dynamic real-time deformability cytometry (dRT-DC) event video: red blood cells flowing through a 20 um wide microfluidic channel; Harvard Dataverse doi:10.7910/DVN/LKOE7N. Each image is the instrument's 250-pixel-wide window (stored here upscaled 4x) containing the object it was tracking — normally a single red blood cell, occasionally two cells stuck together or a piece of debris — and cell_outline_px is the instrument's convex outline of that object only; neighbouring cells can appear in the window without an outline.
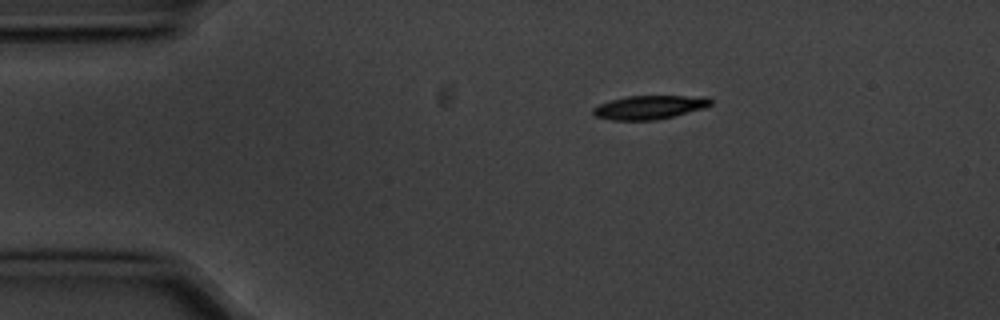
{"species": "common noctule bat (a hibernating species)", "species_latin": "Nyctalus noctula", "temperature_condition": "cold", "stored_images_in_passage": 9, "camera_frame_rate_fps": 3000, "um_per_image_px": 0.085, "animal": {"sex": "male", "body_mass_g": 20.1, "forearm_length_mm": 53.5}, "frame": {"image": 1, "passage_image": 1, "time_ms": 0.0, "image_size_px": [1000, 320], "cell_outline_px": [[712, 104], [704, 108], [656, 120], [612, 120], [596, 116], [592, 112], [592, 108], [600, 104], [612, 100], [628, 96], [708, 96], [712, 100]], "centroid_in_image_um": [55.22, 9.11], "position_along_channel_um": 29.8, "area_um2": 16.13}}
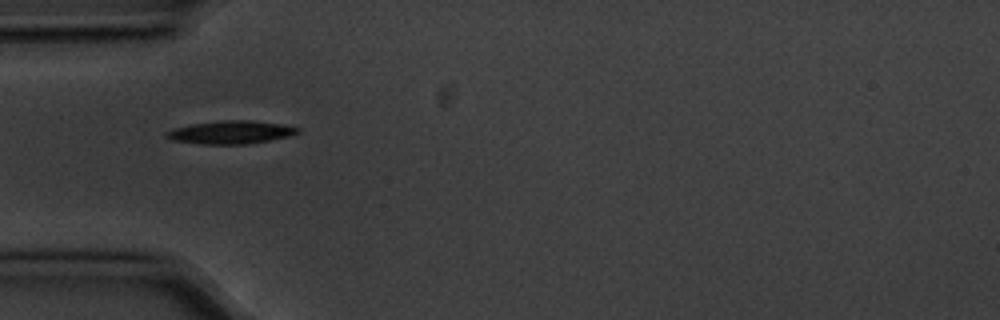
{"frame": {"image": 2, "passage_image": 3, "time_ms": 0.667, "image_size_px": [1000, 320], "cell_outline_px": [[300, 132], [288, 136], [248, 144], [204, 144], [172, 140], [164, 136], [164, 132], [176, 128], [192, 124], [220, 120], [252, 120], [280, 124], [300, 128]], "centroid_in_image_um": [19.6, 11.24], "position_along_channel_um": 65.4, "area_um2": 17.51}}
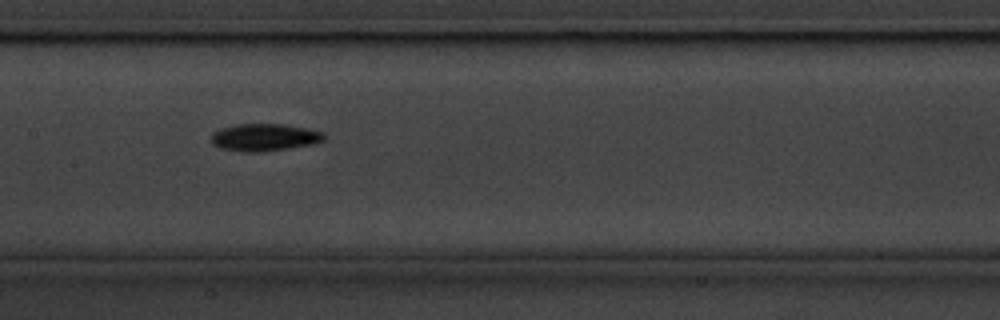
{"frame": {"image": 3, "passage_image": 6, "time_ms": 1.667, "image_size_px": [1000, 320], "cell_outline_px": [[324, 140], [316, 144], [260, 152], [240, 152], [220, 148], [212, 144], [212, 132], [220, 128], [236, 124], [284, 124], [308, 128], [324, 132]], "centroid_in_image_um": [22.48, 11.67], "position_along_channel_um": 184.9, "area_um2": 18.21}}